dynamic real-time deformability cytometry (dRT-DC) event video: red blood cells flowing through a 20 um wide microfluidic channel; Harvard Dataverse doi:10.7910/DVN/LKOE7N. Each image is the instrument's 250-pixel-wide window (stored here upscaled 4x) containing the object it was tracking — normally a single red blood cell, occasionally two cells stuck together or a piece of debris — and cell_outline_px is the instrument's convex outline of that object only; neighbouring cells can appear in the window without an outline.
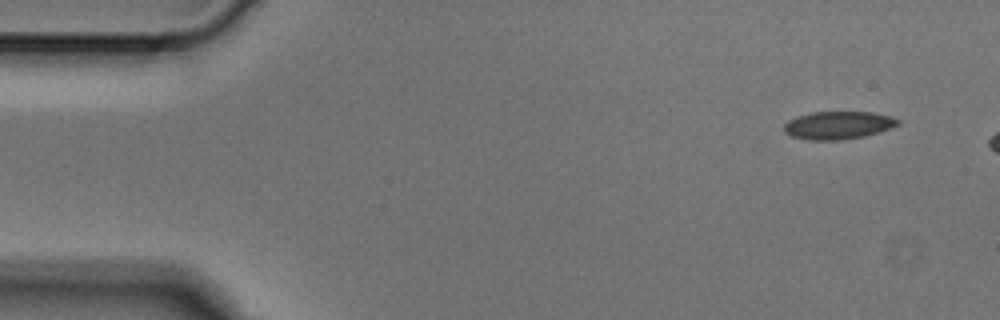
{"species": "Egyptian fruit bat (a non-hibernating species)", "species_latin": "Rousettus aegyptiacus", "temperature_condition": "cold", "stored_images_in_passage": 3, "camera_frame_rate_fps": 3000, "um_per_image_px": 0.085, "animal": {"sex": "male"}, "frame": {"image": 1, "passage_image": 1, "time_ms": 0.0, "image_size_px": [1000, 320], "cell_outline_px": [[900, 124], [880, 132], [864, 136], [840, 140], [808, 140], [792, 136], [784, 132], [784, 124], [788, 120], [796, 116], [812, 112], [872, 112], [892, 116], [900, 120]], "centroid_in_image_um": [71.25, 10.64], "position_along_channel_um": 13.8, "area_um2": 18.61}}